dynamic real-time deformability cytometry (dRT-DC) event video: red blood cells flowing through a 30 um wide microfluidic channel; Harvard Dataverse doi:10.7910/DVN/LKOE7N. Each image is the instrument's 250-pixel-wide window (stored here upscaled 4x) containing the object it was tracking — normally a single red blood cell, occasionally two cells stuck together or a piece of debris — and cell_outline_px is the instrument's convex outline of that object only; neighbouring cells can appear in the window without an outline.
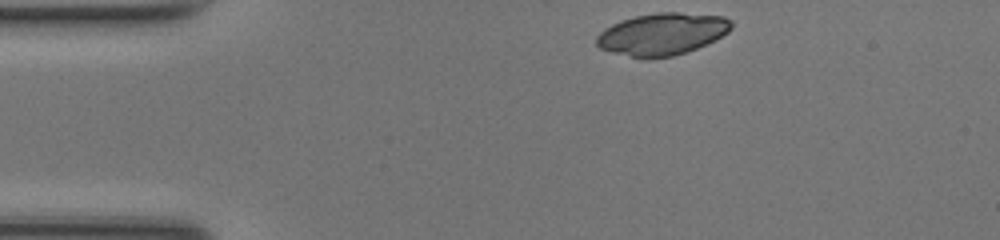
{"species": "common noctule bat (a hibernating species)", "species_latin": "Nyctalus noctula", "temperature_condition": "room temperature", "stored_images_in_passage": 41, "camera_frame_rate_fps": 3000, "um_per_image_px": 0.085, "animal": {"sex": "female", "body_mass_g": 17.0, "forearm_length_mm": 48.0}, "frame": {"image": 1, "passage_image": 1, "time_ms": 0.0, "image_size_px": [1000, 240], "cell_outline_px": [[732, 28], [728, 32], [716, 40], [696, 48], [672, 56], [648, 60], [644, 60], [612, 52], [600, 48], [596, 44], [596, 36], [604, 28], [620, 20], [636, 16], [660, 12], [680, 12], [724, 16], [732, 20]], "centroid_in_image_um": [56.28, 2.9], "position_along_channel_um": 28.7, "area_um2": 33.41}}